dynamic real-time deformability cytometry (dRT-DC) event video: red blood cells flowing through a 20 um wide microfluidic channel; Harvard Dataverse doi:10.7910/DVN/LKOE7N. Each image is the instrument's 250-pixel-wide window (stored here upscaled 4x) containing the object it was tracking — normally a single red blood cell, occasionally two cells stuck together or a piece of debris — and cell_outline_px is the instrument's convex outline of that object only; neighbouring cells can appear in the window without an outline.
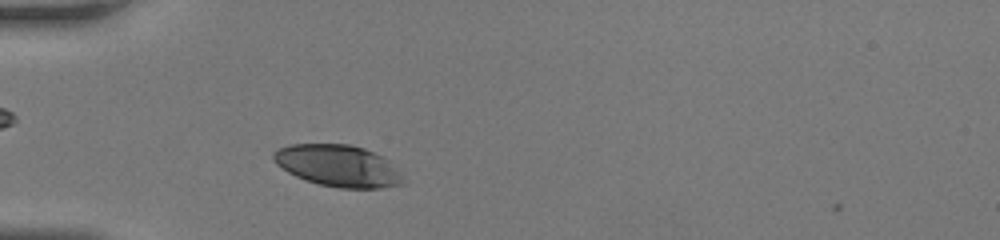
{"species": "human", "species_latin": "Homo sapiens", "temperature_condition": "room temperature", "stored_images_in_passage": 36, "camera_frame_rate_fps": 3000, "um_per_image_px": 0.085, "donor": {"sex": "female"}, "frame": {"image": 1, "passage_image": 5, "time_ms": 1.333, "image_size_px": [1000, 240], "cell_outline_px": [[408, 180], [404, 184], [380, 188], [340, 188], [320, 184], [296, 176], [288, 172], [276, 164], [272, 160], [272, 152], [288, 144], [348, 144], [364, 148], [388, 160]], "centroid_in_image_um": [28.75, 14.09], "position_along_channel_um": 56.2, "area_um2": 31.56}}
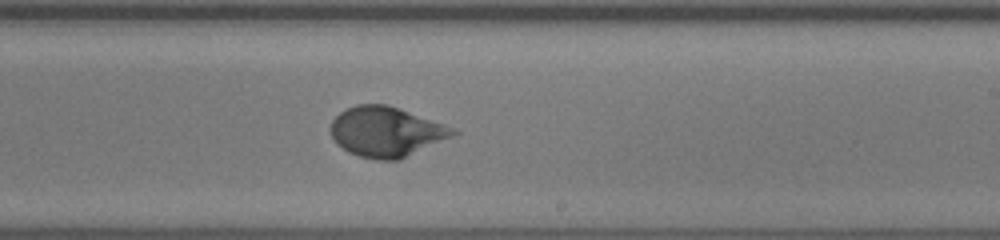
{"frame": {"image": 2, "passage_image": 19, "time_ms": 6.0, "image_size_px": [1000, 240], "cell_outline_px": [[460, 132], [452, 136], [400, 160], [376, 160], [360, 156], [348, 152], [336, 144], [332, 136], [332, 120], [340, 112], [356, 104], [388, 104], [400, 108], [444, 124]], "centroid_in_image_um": [32.82, 11.2], "position_along_channel_um": 256.2, "area_um2": 35.49}}
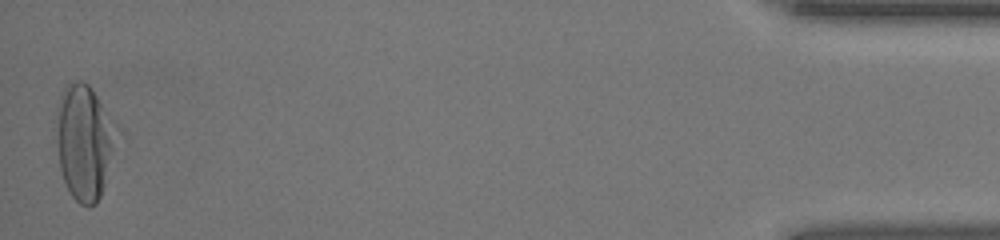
{"frame": {"image": 3, "passage_image": 36, "time_ms": 11.667, "image_size_px": [1000, 240], "cell_outline_px": [[120, 128], [104, 184], [100, 196], [96, 204], [88, 208], [80, 204], [72, 196], [64, 184], [60, 172], [56, 140], [56, 104], [64, 84], [68, 80], [84, 80], [88, 84]], "centroid_in_image_um": [7.14, 12.01], "position_along_channel_um": 428.1, "area_um2": 41.38}}